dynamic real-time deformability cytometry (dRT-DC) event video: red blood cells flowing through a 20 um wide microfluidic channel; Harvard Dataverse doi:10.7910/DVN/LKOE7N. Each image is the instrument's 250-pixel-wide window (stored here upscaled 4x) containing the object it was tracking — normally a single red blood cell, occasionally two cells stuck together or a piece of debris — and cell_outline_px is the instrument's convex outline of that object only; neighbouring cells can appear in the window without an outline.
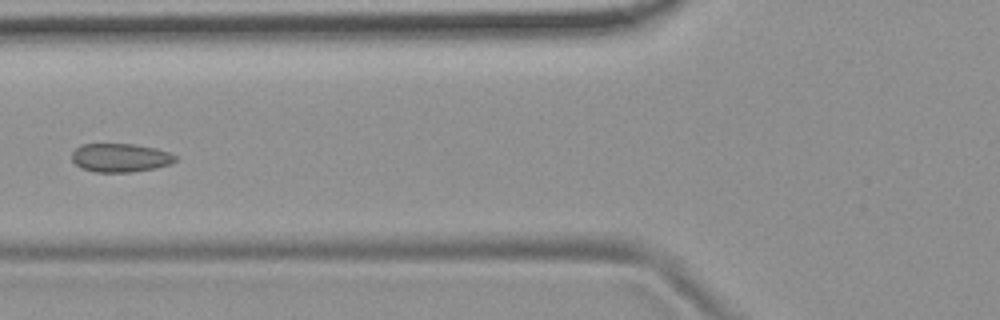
{"species": "common noctule bat (a hibernating species)", "species_latin": "Nyctalus noctula", "temperature_condition": "room temperature", "stored_images_in_passage": 5, "camera_frame_rate_fps": 3000, "um_per_image_px": 0.085, "animal": {"sex": "female", "body_mass_g": 19.9}, "frame": {"image": 1, "passage_image": 5, "time_ms": 1.333, "image_size_px": [1000, 320], "cell_outline_px": [[176, 160], [172, 164], [156, 168], [132, 172], [92, 172], [80, 168], [72, 160], [72, 152], [80, 144], [132, 144], [156, 148], [168, 152], [176, 156]], "centroid_in_image_um": [10.21, 13.41], "position_along_channel_um": 115.6, "area_um2": 17.4}}